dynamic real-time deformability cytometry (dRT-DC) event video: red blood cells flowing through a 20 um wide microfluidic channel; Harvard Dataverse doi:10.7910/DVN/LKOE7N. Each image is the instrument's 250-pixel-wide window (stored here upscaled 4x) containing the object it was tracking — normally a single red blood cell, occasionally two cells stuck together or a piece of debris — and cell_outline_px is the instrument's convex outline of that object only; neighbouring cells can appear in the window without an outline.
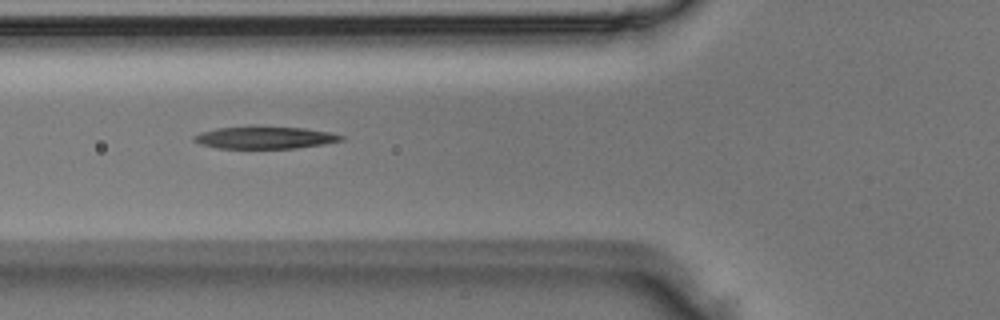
{"species": "Egyptian fruit bat (a non-hibernating species)", "species_latin": "Rousettus aegyptiacus", "temperature_condition": "room temperature", "stored_images_in_passage": 6, "camera_frame_rate_fps": 3000, "um_per_image_px": 0.085, "animal": {"sex": "male"}, "frame": {"image": 1, "passage_image": 3, "time_ms": 0.667, "image_size_px": [1000, 320], "cell_outline_px": [[344, 140], [324, 144], [296, 148], [216, 148], [200, 144], [192, 140], [192, 136], [200, 132], [216, 128], [304, 128], [328, 132], [344, 136]], "centroid_in_image_um": [22.49, 11.72], "position_along_channel_um": 103.3, "area_um2": 18.5}}
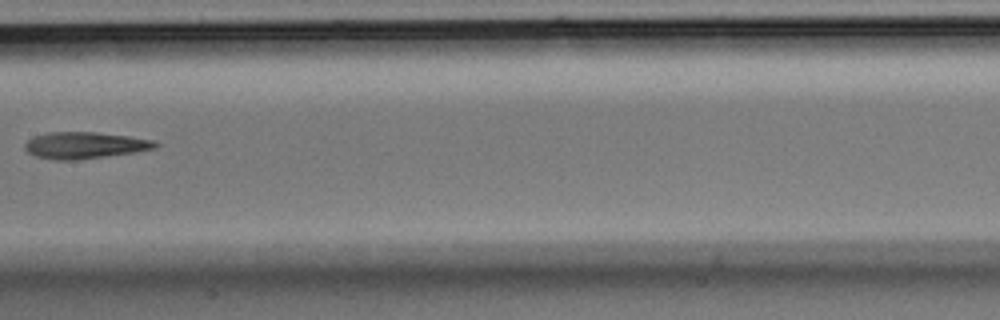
{"frame": {"image": 2, "passage_image": 5, "time_ms": 1.333, "image_size_px": [1000, 320], "cell_outline_px": [[160, 144], [156, 148], [136, 152], [76, 160], [56, 160], [36, 156], [28, 152], [24, 148], [24, 144], [28, 140], [36, 136], [48, 132], [96, 132], [128, 136], [156, 140]], "centroid_in_image_um": [7.24, 12.35], "position_along_channel_um": 200.2, "area_um2": 20.23}}
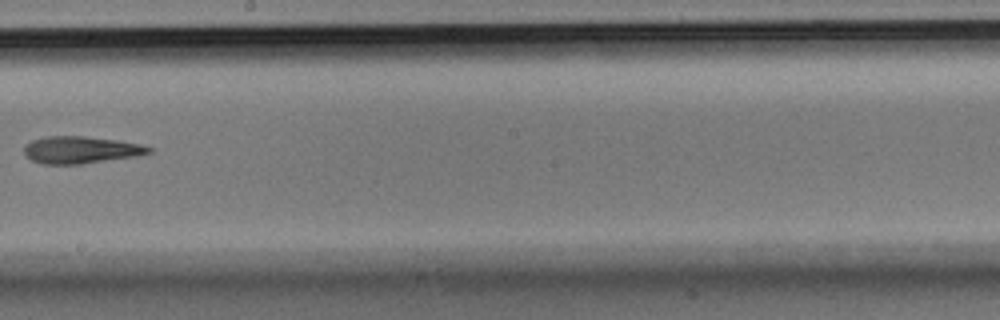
{"frame": {"image": 3, "passage_image": 6, "time_ms": 1.667, "image_size_px": [1000, 320], "cell_outline_px": [[156, 148], [152, 152], [136, 156], [80, 164], [40, 164], [24, 156], [24, 144], [32, 140], [44, 136], [84, 136], [116, 140], [140, 144]], "centroid_in_image_um": [6.84, 12.74], "position_along_channel_um": 241.4, "area_um2": 19.88}}